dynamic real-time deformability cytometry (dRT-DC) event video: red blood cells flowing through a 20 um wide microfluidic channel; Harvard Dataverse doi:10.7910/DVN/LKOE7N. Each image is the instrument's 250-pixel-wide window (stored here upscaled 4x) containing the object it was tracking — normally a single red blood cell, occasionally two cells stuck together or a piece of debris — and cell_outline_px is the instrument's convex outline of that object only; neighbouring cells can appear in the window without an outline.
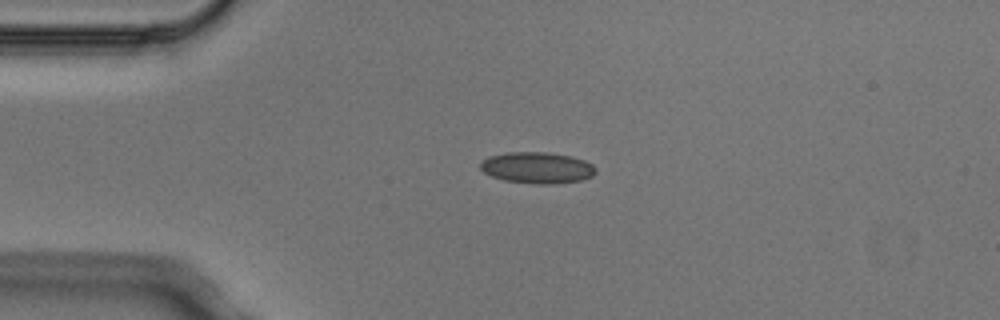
{"species": "Egyptian fruit bat (a non-hibernating species)", "species_latin": "Rousettus aegyptiacus", "temperature_condition": "cold", "stored_images_in_passage": 3, "camera_frame_rate_fps": 3000, "um_per_image_px": 0.085, "animal": {"sex": "male"}, "frame": {"image": 1, "passage_image": 2, "time_ms": 0.333, "image_size_px": [1000, 320], "cell_outline_px": [[596, 172], [592, 176], [580, 180], [552, 184], [536, 184], [504, 180], [492, 176], [484, 172], [480, 168], [480, 160], [488, 156], [508, 152], [544, 152], [572, 156], [584, 160], [592, 164], [596, 168]], "centroid_in_image_um": [45.64, 14.25], "position_along_channel_um": 39.4, "area_um2": 21.1}}